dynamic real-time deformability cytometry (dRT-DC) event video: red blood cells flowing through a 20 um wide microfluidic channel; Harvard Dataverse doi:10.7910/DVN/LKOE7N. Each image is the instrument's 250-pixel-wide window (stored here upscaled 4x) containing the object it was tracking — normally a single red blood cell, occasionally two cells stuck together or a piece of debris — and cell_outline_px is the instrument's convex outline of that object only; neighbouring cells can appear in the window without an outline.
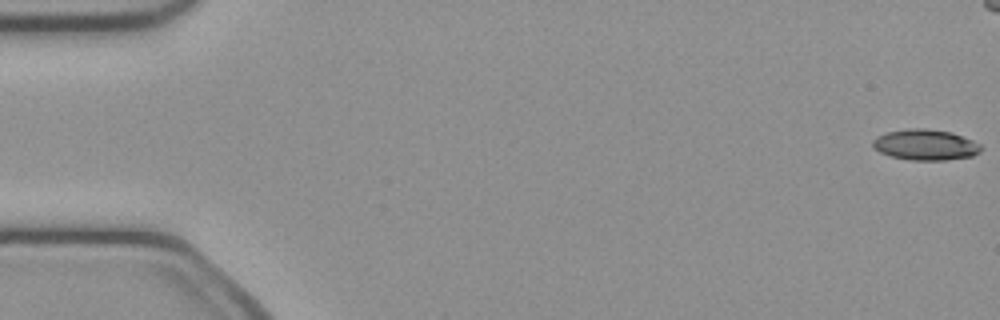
{"species": "common noctule bat (a hibernating species)", "species_latin": "Nyctalus noctula", "temperature_condition": "cold", "stored_images_in_passage": 42, "camera_frame_rate_fps": 3000, "um_per_image_px": 0.085, "animal": {"sex": "female", "body_mass_g": 21.9}, "frame": {"image": 1, "passage_image": 1, "time_ms": 0.0, "image_size_px": [1000, 320], "cell_outline_px": [[980, 152], [972, 156], [944, 160], [908, 160], [892, 156], [880, 152], [872, 148], [872, 140], [876, 136], [888, 132], [908, 128], [928, 128], [952, 132], [972, 140], [980, 144]], "centroid_in_image_um": [78.63, 12.3], "position_along_channel_um": 6.4, "area_um2": 19.48}}
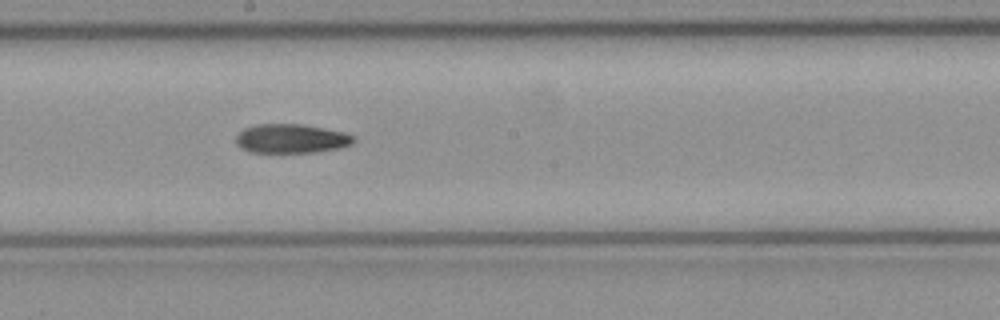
{"frame": {"image": 2, "passage_image": 28, "time_ms": 9.0, "image_size_px": [1000, 320], "cell_outline_px": [[356, 140], [352, 144], [340, 148], [316, 152], [248, 152], [240, 148], [236, 144], [236, 136], [244, 128], [256, 124], [300, 124], [348, 132], [356, 136]], "centroid_in_image_um": [24.79, 11.78], "position_along_channel_um": 223.4, "area_um2": 20.23}}
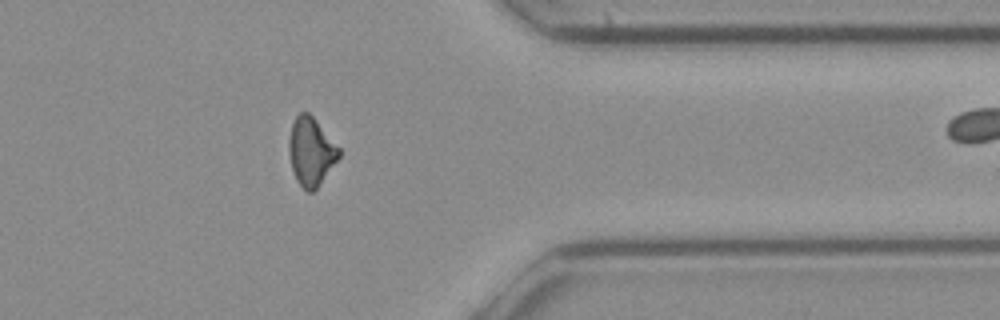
{"frame": {"image": 3, "passage_image": 41, "time_ms": 13.333, "image_size_px": [1000, 320], "cell_outline_px": [[340, 156], [316, 188], [312, 192], [308, 192], [296, 180], [292, 172], [288, 152], [288, 140], [292, 124], [296, 116], [300, 112], [308, 112], [316, 120], [340, 148]], "centroid_in_image_um": [26.41, 12.87], "position_along_channel_um": 385.0, "area_um2": 19.77}}